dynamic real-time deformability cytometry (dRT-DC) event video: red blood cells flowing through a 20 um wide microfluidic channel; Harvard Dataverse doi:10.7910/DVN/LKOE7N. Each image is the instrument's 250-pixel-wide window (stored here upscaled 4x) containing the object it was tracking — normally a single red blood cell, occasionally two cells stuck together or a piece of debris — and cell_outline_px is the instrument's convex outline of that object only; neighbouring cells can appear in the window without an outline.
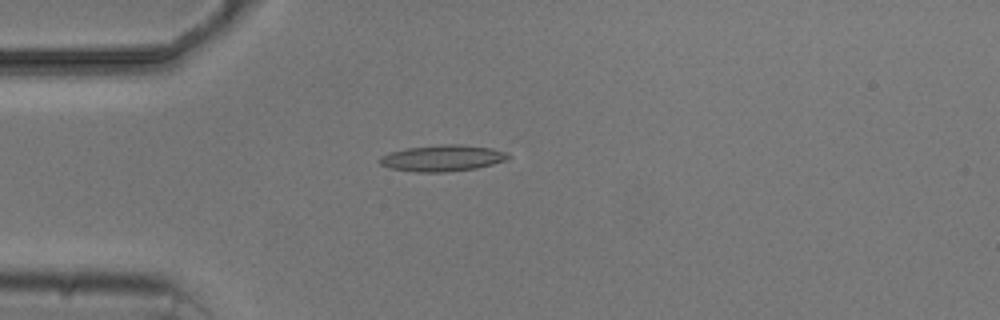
{"species": "common noctule bat (a hibernating species)", "species_latin": "Nyctalus noctula", "temperature_condition": "cold", "stored_images_in_passage": 4, "camera_frame_rate_fps": 3000, "um_per_image_px": 0.085, "animal": {"sex": "male", "body_mass_g": 20.5, "forearm_length_mm": 52.5}, "frame": {"image": 1, "passage_image": 4, "time_ms": 3.333, "image_size_px": [1000, 320], "cell_outline_px": [[512, 156], [508, 160], [476, 168], [448, 172], [416, 172], [388, 168], [380, 164], [380, 156], [388, 152], [404, 148], [444, 144], [460, 144], [492, 148], [508, 152]], "centroid_in_image_um": [37.62, 13.44], "position_along_channel_um": 47.4, "area_um2": 20.0}}